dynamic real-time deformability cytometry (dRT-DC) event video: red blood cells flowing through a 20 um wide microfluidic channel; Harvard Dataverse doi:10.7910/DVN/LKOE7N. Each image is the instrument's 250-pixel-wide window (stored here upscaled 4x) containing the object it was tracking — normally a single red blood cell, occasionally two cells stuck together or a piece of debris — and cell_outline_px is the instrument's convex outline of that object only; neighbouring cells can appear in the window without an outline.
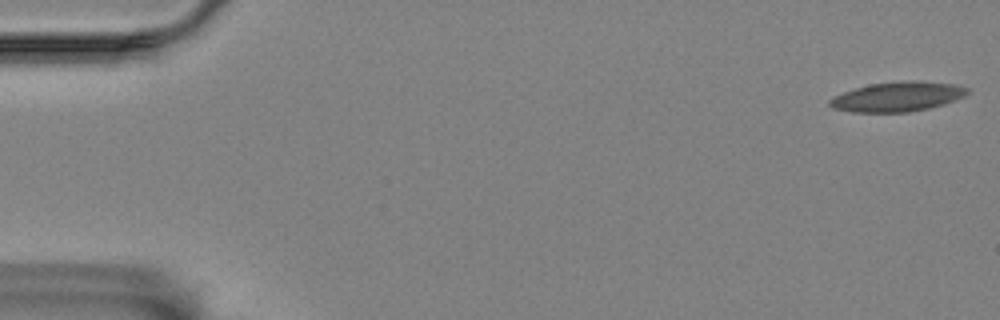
{"species": "Egyptian fruit bat (a non-hibernating species)", "species_latin": "Rousettus aegyptiacus", "temperature_condition": "room temperature", "stored_images_in_passage": 59, "segment_of_instrument_passage": [1, 2], "camera_frame_rate_fps": 3000, "um_per_image_px": 0.085, "animal": {"sex": "female"}, "frame": {"image": 1, "passage_image": 1, "time_ms": 0.0, "image_size_px": [1000, 320], "cell_outline_px": [[968, 92], [964, 96], [956, 100], [944, 104], [928, 108], [908, 112], [852, 112], [832, 108], [828, 104], [828, 100], [844, 92], [856, 88], [872, 84], [912, 80], [956, 84], [968, 88]], "centroid_in_image_um": [76.3, 8.22], "position_along_channel_um": 8.7, "area_um2": 23.58}}
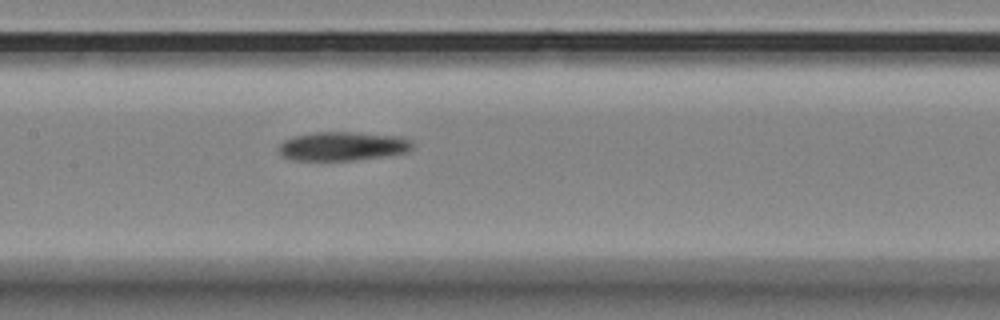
{"frame": {"image": 2, "passage_image": 28, "time_ms": 9.0, "image_size_px": [1000, 320], "cell_outline_px": [[412, 148], [408, 152], [384, 156], [356, 160], [292, 160], [284, 156], [276, 148], [284, 140], [292, 136], [312, 132], [356, 132], [404, 136], [412, 140]], "centroid_in_image_um": [29.14, 12.41], "position_along_channel_um": 178.3, "area_um2": 22.83}}
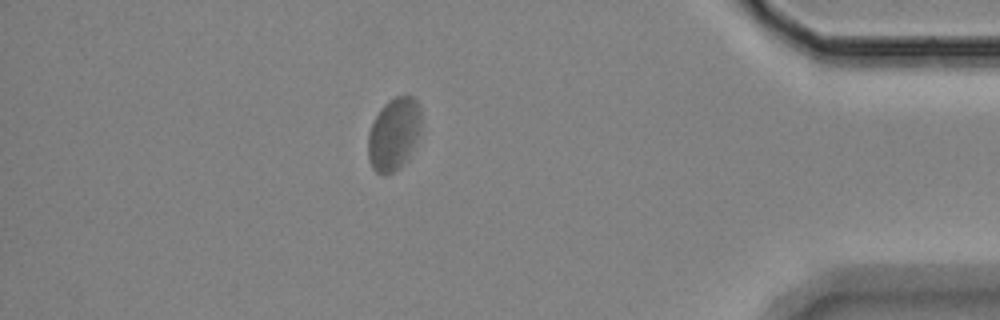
{"frame": {"image": 3, "passage_image": 51, "time_ms": 16.667, "image_size_px": [1000, 320], "cell_outline_px": [[420, 128], [416, 140], [408, 160], [400, 168], [384, 176], [376, 172], [372, 168], [368, 160], [368, 132], [380, 108], [388, 100], [396, 96], [412, 96], [420, 104]], "centroid_in_image_um": [33.46, 11.41], "position_along_channel_um": 401.7, "area_um2": 22.66}}